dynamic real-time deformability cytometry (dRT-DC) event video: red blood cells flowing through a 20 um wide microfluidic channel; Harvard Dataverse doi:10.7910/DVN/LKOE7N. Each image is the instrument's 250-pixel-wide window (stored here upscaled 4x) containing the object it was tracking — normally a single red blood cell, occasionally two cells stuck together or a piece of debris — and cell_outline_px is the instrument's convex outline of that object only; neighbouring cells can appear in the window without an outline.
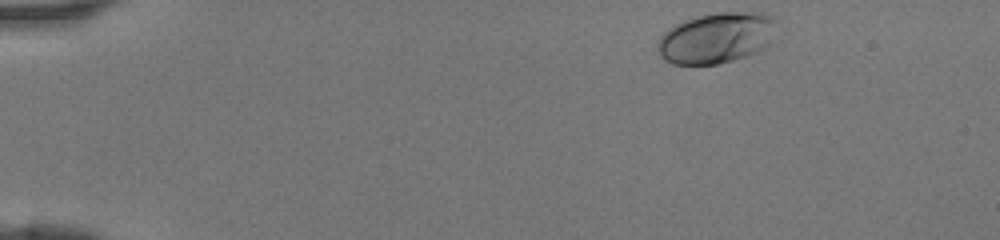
{"species": "human", "species_latin": "Homo sapiens", "temperature_condition": "room temperature", "stored_images_in_passage": 40, "camera_frame_rate_fps": 3000, "um_per_image_px": 0.085, "donor": {"sex": "female"}, "frame": {"image": 1, "passage_image": 1, "time_ms": 0.0, "image_size_px": [1000, 240], "cell_outline_px": [[776, 24], [768, 44], [764, 48], [756, 52], [720, 64], [672, 64], [664, 60], [660, 56], [656, 48], [656, 44], [660, 36], [668, 28], [684, 20], [696, 16], [716, 12], [760, 12], [776, 20]], "centroid_in_image_um": [60.83, 3.22], "position_along_channel_um": 24.2, "area_um2": 35.2}}
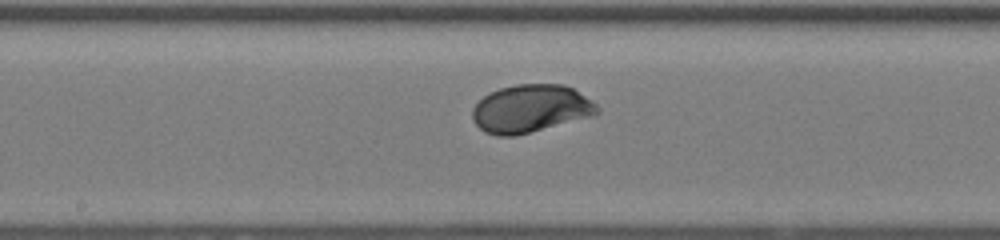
{"frame": {"image": 2, "passage_image": 20, "time_ms": 6.333, "image_size_px": [1000, 240], "cell_outline_px": [[600, 112], [592, 116], [512, 136], [496, 136], [484, 132], [472, 120], [472, 108], [484, 96], [500, 88], [516, 84], [564, 84], [572, 88], [592, 100], [600, 108]], "centroid_in_image_um": [45.1, 9.23], "position_along_channel_um": 203.1, "area_um2": 34.56}}
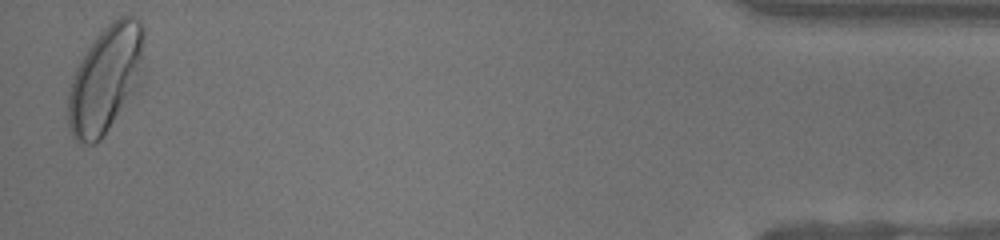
{"frame": {"image": 3, "passage_image": 40, "time_ms": 13.0, "image_size_px": [1000, 240], "cell_outline_px": [[144, 32], [140, 60], [136, 80], [104, 136], [96, 144], [84, 144], [76, 140], [72, 136], [68, 124], [68, 92], [72, 76], [84, 52], [104, 28], [112, 20], [120, 16], [132, 16], [140, 20], [144, 28]], "centroid_in_image_um": [8.87, 6.71], "position_along_channel_um": 426.3, "area_um2": 45.55}}